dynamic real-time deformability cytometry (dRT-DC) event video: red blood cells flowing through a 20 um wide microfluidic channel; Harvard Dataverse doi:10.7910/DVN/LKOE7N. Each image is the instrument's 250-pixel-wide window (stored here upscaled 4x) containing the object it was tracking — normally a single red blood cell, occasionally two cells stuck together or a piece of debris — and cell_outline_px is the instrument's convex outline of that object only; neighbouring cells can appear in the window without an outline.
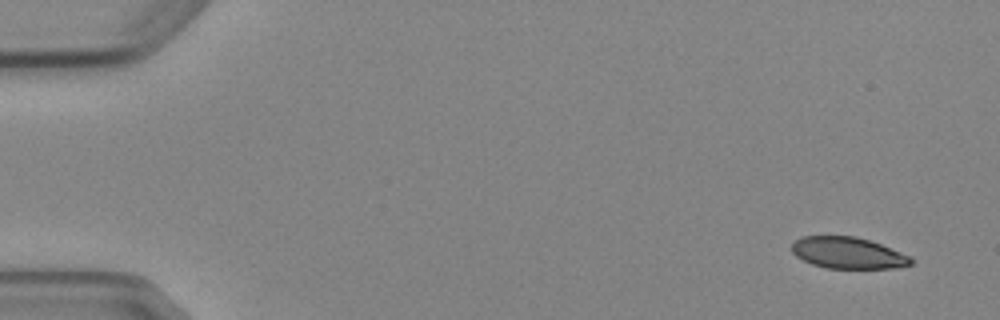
{"species": "Egyptian fruit bat (a non-hibernating species)", "species_latin": "Rousettus aegyptiacus", "temperature_condition": "cold", "stored_images_in_passage": 4, "camera_frame_rate_fps": 3000, "um_per_image_px": 0.085, "animal": {"sex": "female"}, "frame": {"image": 1, "passage_image": 1, "time_ms": 0.0, "image_size_px": [1000, 320], "cell_outline_px": [[916, 260], [912, 264], [892, 268], [828, 268], [812, 264], [796, 256], [792, 252], [792, 244], [800, 236], [856, 236], [880, 244], [900, 252]], "centroid_in_image_um": [72.06, 21.49], "position_along_channel_um": 12.9, "area_um2": 21.68}}
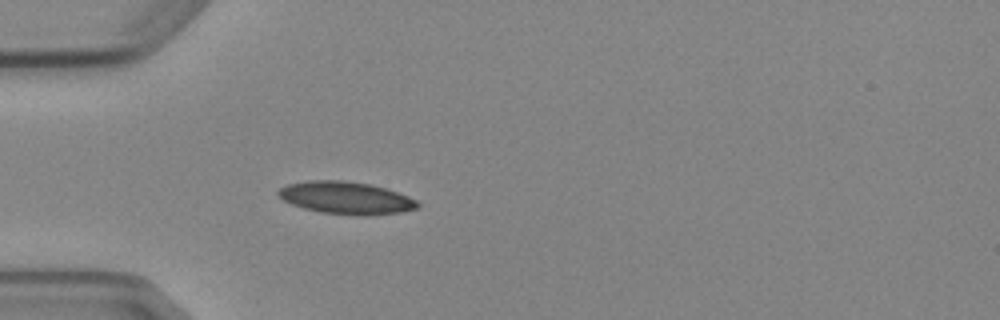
{"frame": {"image": 2, "passage_image": 4, "time_ms": 4.333, "image_size_px": [1000, 320], "cell_outline_px": [[420, 208], [400, 212], [368, 216], [360, 216], [320, 212], [304, 208], [292, 204], [284, 200], [276, 192], [280, 188], [288, 184], [308, 180], [344, 180], [372, 184], [408, 196], [416, 200], [420, 204]], "centroid_in_image_um": [29.43, 16.82], "position_along_channel_um": 55.6, "area_um2": 26.41}}